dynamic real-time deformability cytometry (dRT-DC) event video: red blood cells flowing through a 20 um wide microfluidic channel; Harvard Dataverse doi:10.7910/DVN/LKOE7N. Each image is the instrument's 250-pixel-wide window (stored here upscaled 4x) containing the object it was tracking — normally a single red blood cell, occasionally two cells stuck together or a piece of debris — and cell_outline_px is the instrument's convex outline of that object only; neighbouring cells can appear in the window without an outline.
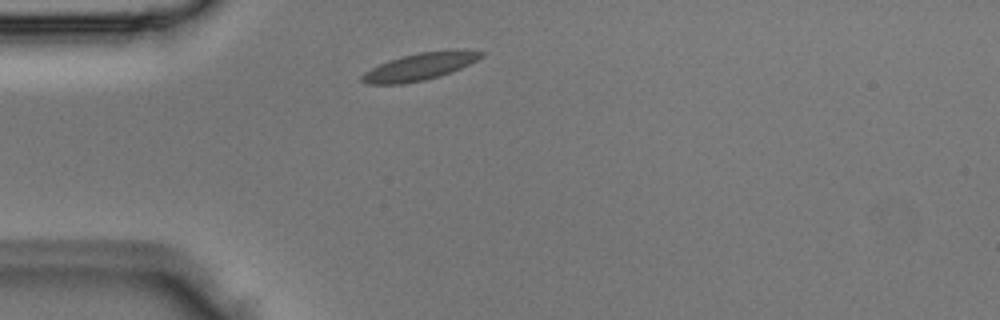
{"species": "Egyptian fruit bat (a non-hibernating species)", "species_latin": "Rousettus aegyptiacus", "temperature_condition": "room temperature", "stored_images_in_passage": 1, "camera_frame_rate_fps": 3000, "um_per_image_px": 0.085, "animal": {"sex": "male"}, "frame": {"image": 1, "passage_image": 1, "time_ms": 0.0, "image_size_px": [1000, 320], "cell_outline_px": [[484, 56], [452, 72], [440, 76], [424, 80], [400, 84], [368, 84], [360, 80], [360, 76], [364, 72], [388, 60], [420, 52], [456, 48], [484, 52]], "centroid_in_image_um": [35.7, 5.64], "position_along_channel_um": 49.3, "area_um2": 18.96}}